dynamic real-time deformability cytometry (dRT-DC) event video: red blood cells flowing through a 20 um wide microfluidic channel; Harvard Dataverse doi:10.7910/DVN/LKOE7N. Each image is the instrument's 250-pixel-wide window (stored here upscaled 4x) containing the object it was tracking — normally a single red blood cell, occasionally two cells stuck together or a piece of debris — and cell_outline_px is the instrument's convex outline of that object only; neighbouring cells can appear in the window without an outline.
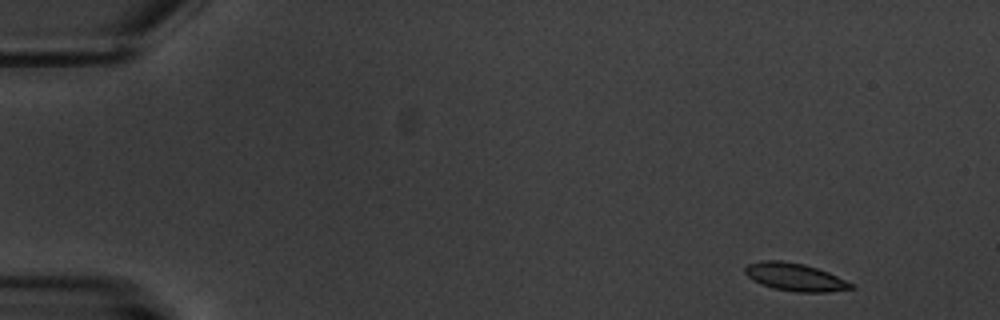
{"species": "common noctule bat (a hibernating species)", "species_latin": "Nyctalus noctula", "temperature_condition": "warm", "stored_images_in_passage": 10, "camera_frame_rate_fps": 3000, "um_per_image_px": 0.085, "animal": {"sex": "male", "body_mass_g": 20.1, "forearm_length_mm": 53.5}, "frame": {"image": 1, "passage_image": 1, "time_ms": 0.0, "image_size_px": [1000, 320], "cell_outline_px": [[856, 288], [828, 292], [796, 292], [776, 288], [760, 284], [752, 280], [744, 272], [744, 268], [748, 264], [760, 260], [780, 260], [804, 264], [828, 272], [856, 284]], "centroid_in_image_um": [67.6, 23.55], "position_along_channel_um": 17.4, "area_um2": 17.28}}
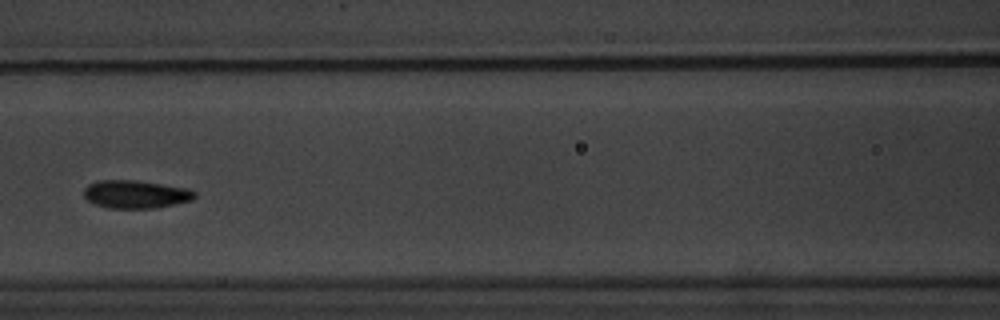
{"frame": {"image": 2, "passage_image": 7, "time_ms": 7.333, "image_size_px": [1000, 320], "cell_outline_px": [[196, 196], [192, 200], [156, 208], [108, 208], [96, 204], [88, 200], [84, 196], [84, 188], [88, 184], [96, 180], [132, 180], [188, 188], [196, 192]], "centroid_in_image_um": [11.52, 16.51], "position_along_channel_um": 155.1, "area_um2": 18.03}}
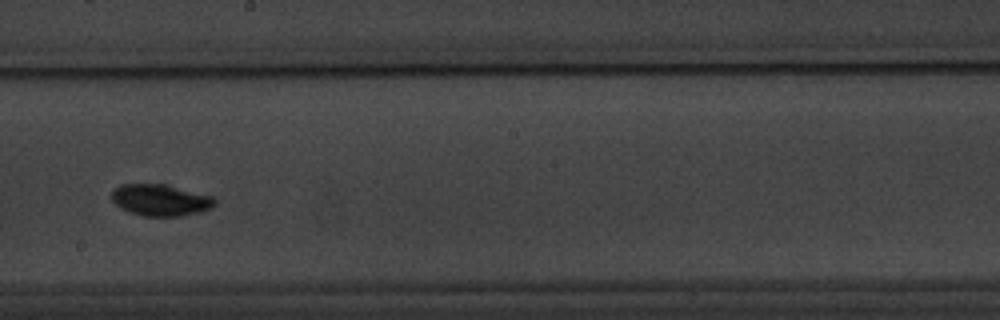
{"frame": {"image": 3, "passage_image": 9, "time_ms": 9.667, "image_size_px": [1000, 320], "cell_outline_px": [[216, 204], [212, 208], [200, 212], [180, 216], [140, 216], [128, 212], [120, 208], [112, 200], [112, 192], [120, 184], [160, 184], [216, 196]], "centroid_in_image_um": [13.67, 17.02], "position_along_channel_um": 234.5, "area_um2": 19.07}}